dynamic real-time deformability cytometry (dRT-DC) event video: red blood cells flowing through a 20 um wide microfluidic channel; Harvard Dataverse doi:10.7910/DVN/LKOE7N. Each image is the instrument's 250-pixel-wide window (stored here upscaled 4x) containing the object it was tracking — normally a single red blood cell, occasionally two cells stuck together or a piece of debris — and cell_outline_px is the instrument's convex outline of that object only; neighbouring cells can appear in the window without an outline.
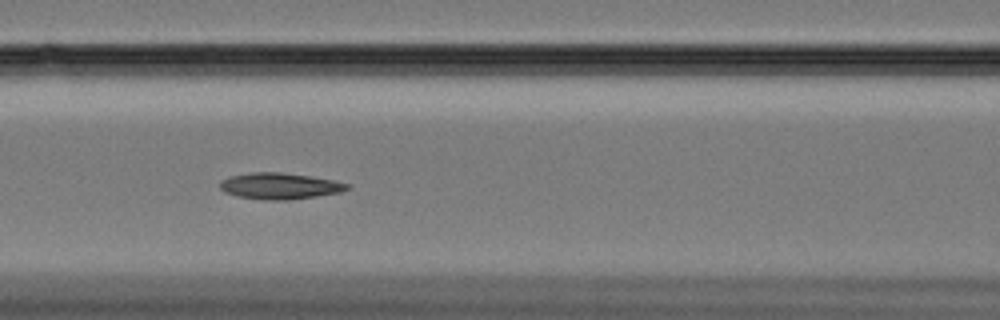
{"species": "Egyptian fruit bat (a non-hibernating species)", "species_latin": "Rousettus aegyptiacus", "temperature_condition": "cold", "stored_images_in_passage": 44, "camera_frame_rate_fps": 3000, "um_per_image_px": 0.085, "animal": {"sex": "female"}, "frame": {"image": 1, "passage_image": 10, "time_ms": 3.0, "image_size_px": [1000, 320], "cell_outline_px": [[352, 188], [340, 192], [292, 200], [260, 200], [236, 196], [224, 192], [220, 188], [220, 180], [232, 176], [252, 172], [280, 172], [308, 176], [332, 180], [348, 184]], "centroid_in_image_um": [23.75, 15.82], "position_along_channel_um": 142.8, "area_um2": 19.48}}
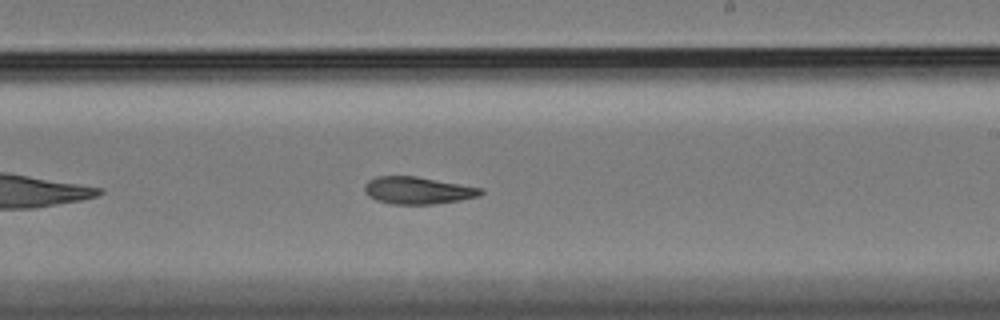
{"frame": {"image": 2, "passage_image": 20, "time_ms": 6.333, "image_size_px": [1000, 320], "cell_outline_px": [[484, 192], [480, 196], [460, 200], [432, 204], [392, 204], [376, 200], [368, 196], [364, 192], [364, 184], [368, 180], [376, 176], [416, 176], [480, 188]], "centroid_in_image_um": [35.45, 16.18], "position_along_channel_um": 253.5, "area_um2": 18.38}}
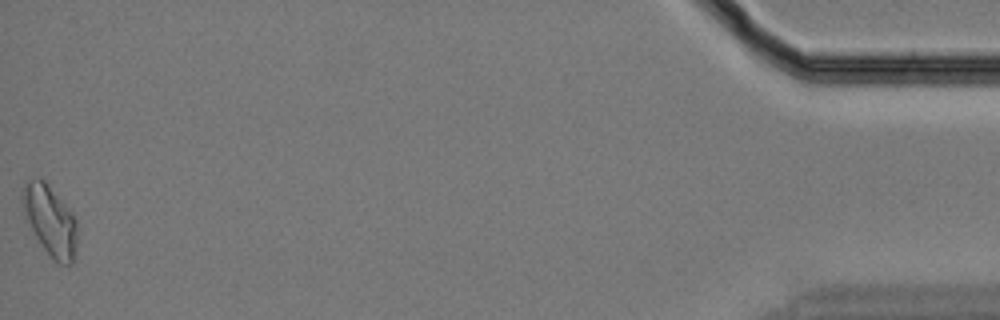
{"frame": {"image": 3, "passage_image": 44, "time_ms": 14.333, "image_size_px": [1000, 320], "cell_outline_px": [[76, 248], [72, 264], [60, 264], [52, 260], [36, 236], [24, 216], [20, 200], [20, 196], [24, 180], [40, 176], [44, 180], [72, 212], [76, 220]], "centroid_in_image_um": [4.21, 18.69], "position_along_channel_um": 431.0, "area_um2": 22.66}, "authors_computed_cell_mechanics": {"area_um2": 19.3919, "velocity_mm_per_s": 3.3313, "shape_relaxation_time_tau1_ms": 6.7731, "shape_relaxation_time_tau2_ms": 6.4697, "deformation_change_tau1": 0.1495, "deformation_change_tau2": 0.1262}}